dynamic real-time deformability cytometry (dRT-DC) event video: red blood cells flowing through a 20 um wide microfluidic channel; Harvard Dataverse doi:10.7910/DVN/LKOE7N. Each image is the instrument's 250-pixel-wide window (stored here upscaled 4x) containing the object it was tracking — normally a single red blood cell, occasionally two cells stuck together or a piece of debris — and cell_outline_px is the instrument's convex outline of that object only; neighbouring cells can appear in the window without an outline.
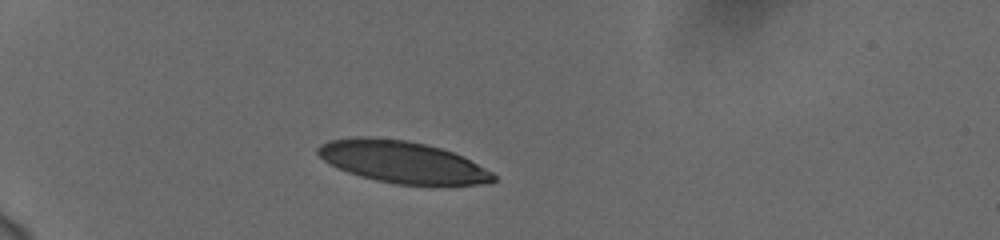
{"species": "human", "species_latin": "Homo sapiens", "temperature_condition": "cold", "stored_images_in_passage": 40, "camera_frame_rate_fps": 3000, "um_per_image_px": 0.085, "donor": {"sex": "female"}, "frame": {"image": 1, "passage_image": 1, "time_ms": 0.0, "image_size_px": [1000, 240], "cell_outline_px": [[496, 180], [488, 184], [396, 184], [376, 180], [360, 176], [348, 172], [324, 160], [316, 152], [316, 148], [320, 144], [328, 140], [356, 136], [368, 136], [408, 140], [440, 148], [464, 156], [492, 172], [496, 176]], "centroid_in_image_um": [34.19, 13.75], "position_along_channel_um": 50.8, "area_um2": 42.71}}
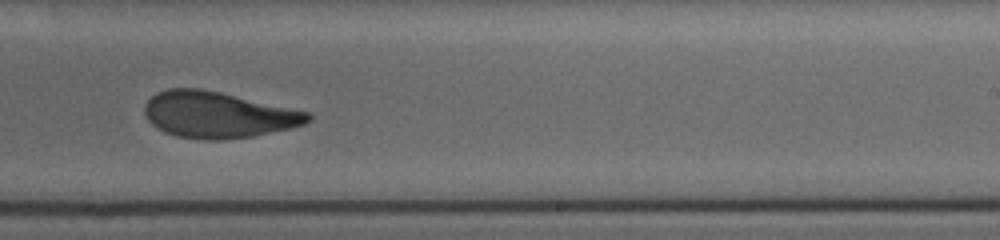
{"frame": {"image": 2, "passage_image": 22, "time_ms": 7.0, "image_size_px": [1000, 240], "cell_outline_px": [[312, 120], [304, 124], [288, 128], [252, 136], [220, 140], [204, 140], [176, 136], [164, 132], [156, 128], [148, 120], [144, 112], [144, 104], [156, 92], [168, 88], [200, 88], [220, 92], [308, 112], [312, 116]], "centroid_in_image_um": [18.47, 9.75], "position_along_channel_um": 270.5, "area_um2": 43.81}}
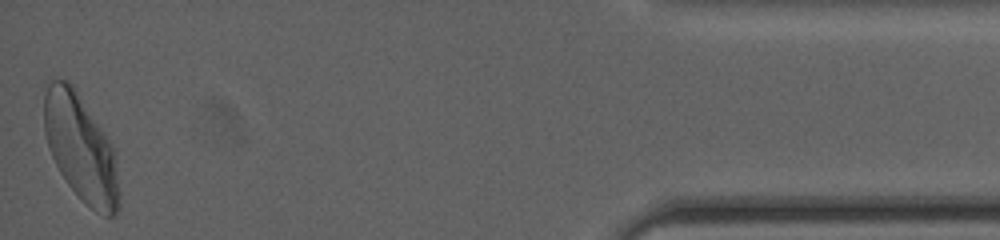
{"frame": {"image": 3, "passage_image": 40, "time_ms": 13.0, "image_size_px": [1000, 240], "cell_outline_px": [[120, 208], [112, 216], [104, 216], [96, 212], [68, 184], [60, 172], [48, 148], [44, 132], [44, 80], [68, 80], [104, 132], [112, 144], [116, 152], [120, 192]], "centroid_in_image_um": [6.87, 12.58], "position_along_channel_um": 428.3, "area_um2": 46.7}, "authors_computed_cell_mechanics": {"area_um2": 44.506, "velocity_mm_per_s": 3.7113, "shape_relaxation_time_tau1_ms": 7.1311, "shape_relaxation_time_tau2_ms": 1.699, "deformation_change_tau1": 0.2199, "deformation_change_tau2": 0.0868}}